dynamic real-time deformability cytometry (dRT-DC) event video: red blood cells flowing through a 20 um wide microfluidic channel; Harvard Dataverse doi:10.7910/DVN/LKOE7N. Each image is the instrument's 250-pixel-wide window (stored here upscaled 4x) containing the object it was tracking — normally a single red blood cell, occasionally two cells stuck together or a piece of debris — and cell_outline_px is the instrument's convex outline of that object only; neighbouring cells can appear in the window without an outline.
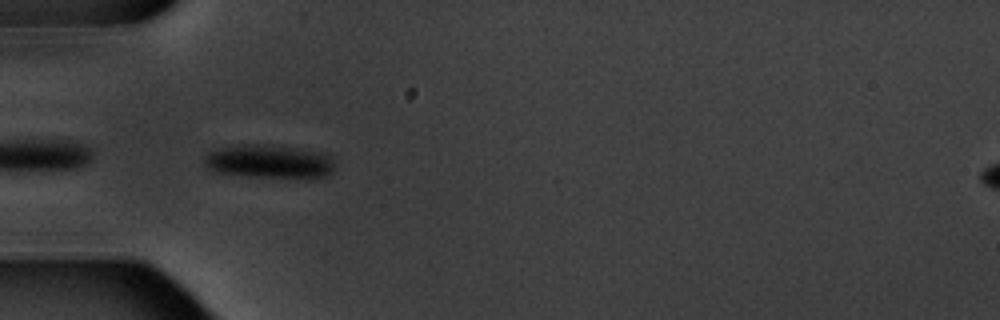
{"species": "common noctule bat (a hibernating species)", "species_latin": "Nyctalus noctula", "temperature_condition": "warm", "stored_images_in_passage": 6, "camera_frame_rate_fps": 3000, "um_per_image_px": 0.085, "animal": {"sex": "male", "body_mass_g": 20.1, "forearm_length_mm": 53.5}, "frame": {"image": 1, "passage_image": 5, "time_ms": 5.667, "image_size_px": [1000, 320], "cell_outline_px": [[336, 164], [332, 172], [324, 176], [312, 180], [308, 180], [248, 176], [212, 172], [204, 164], [204, 156], [208, 152], [220, 148], [244, 144], [264, 144], [324, 152], [332, 156]], "centroid_in_image_um": [22.95, 13.76], "position_along_channel_um": 62.1, "area_um2": 26.41}}